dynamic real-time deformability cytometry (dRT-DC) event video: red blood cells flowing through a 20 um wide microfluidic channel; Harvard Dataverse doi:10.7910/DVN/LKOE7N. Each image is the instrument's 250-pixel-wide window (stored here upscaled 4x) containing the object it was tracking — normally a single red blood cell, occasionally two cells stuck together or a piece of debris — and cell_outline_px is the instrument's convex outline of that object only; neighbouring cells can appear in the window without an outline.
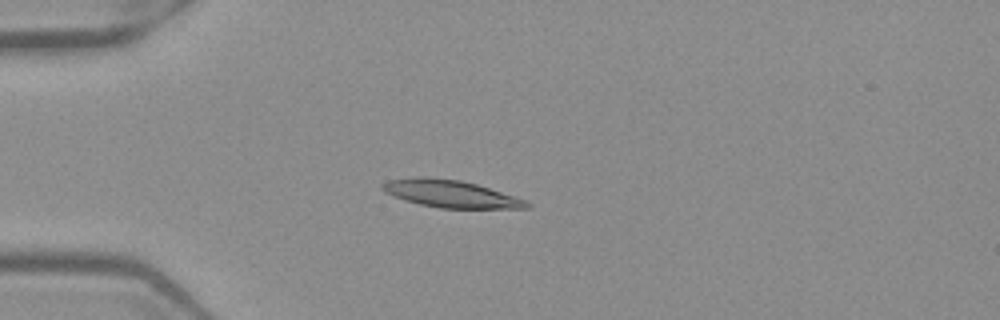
{"species": "Egyptian fruit bat (a non-hibernating species)", "species_latin": "Rousettus aegyptiacus", "temperature_condition": "warm", "stored_images_in_passage": 53, "camera_frame_rate_fps": 3000, "um_per_image_px": 0.085, "frame": {"image": 1, "passage_image": 15, "time_ms": 4.667, "image_size_px": [1000, 320], "cell_outline_px": [[532, 204], [528, 208], [440, 208], [420, 204], [404, 200], [384, 192], [380, 188], [380, 184], [388, 180], [416, 176], [424, 176], [460, 180], [476, 184], [528, 200]], "centroid_in_image_um": [38.28, 16.46], "position_along_channel_um": 46.7, "area_um2": 23.12}}
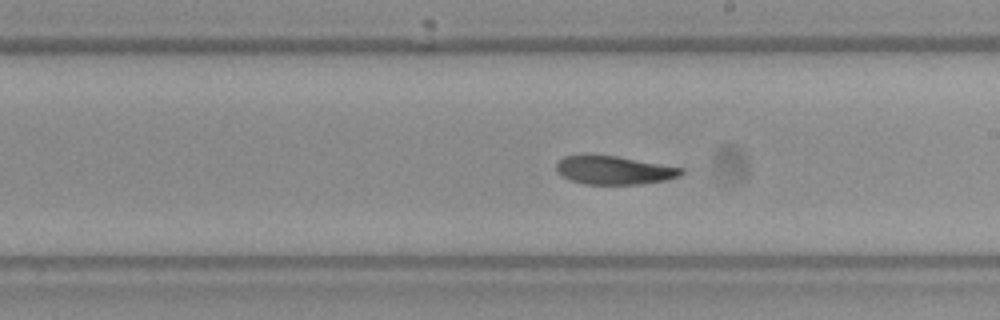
{"frame": {"image": 2, "passage_image": 31, "time_ms": 10.0, "image_size_px": [1000, 320], "cell_outline_px": [[684, 172], [680, 176], [664, 180], [636, 184], [584, 184], [560, 176], [556, 172], [556, 164], [564, 156], [584, 152], [588, 152], [616, 156], [684, 168]], "centroid_in_image_um": [52.11, 14.43], "position_along_channel_um": 236.9, "area_um2": 21.15}}
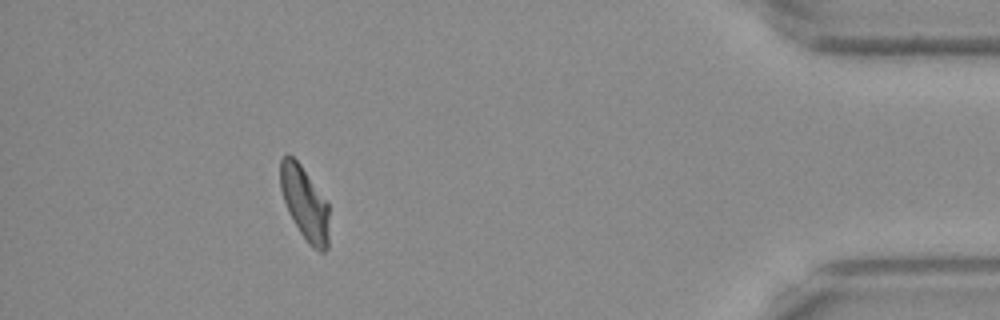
{"frame": {"image": 3, "passage_image": 48, "time_ms": 15.667, "image_size_px": [1000, 320], "cell_outline_px": [[328, 248], [324, 252], [320, 252], [312, 248], [308, 244], [300, 232], [288, 212], [280, 188], [280, 160], [288, 152], [300, 164], [328, 204]], "centroid_in_image_um": [25.89, 17.29], "position_along_channel_um": 409.3, "area_um2": 20.69}, "authors_computed_cell_mechanics": {"area_um2": 21.8484, "velocity_mm_per_s": 3.9572, "shape_relaxation_time_tau1_ms": 7.3482, "shape_relaxation_time_tau2_ms": 3.6259, "deformation_change_tau1": 0.2435, "deformation_change_tau2": 0.1209}}